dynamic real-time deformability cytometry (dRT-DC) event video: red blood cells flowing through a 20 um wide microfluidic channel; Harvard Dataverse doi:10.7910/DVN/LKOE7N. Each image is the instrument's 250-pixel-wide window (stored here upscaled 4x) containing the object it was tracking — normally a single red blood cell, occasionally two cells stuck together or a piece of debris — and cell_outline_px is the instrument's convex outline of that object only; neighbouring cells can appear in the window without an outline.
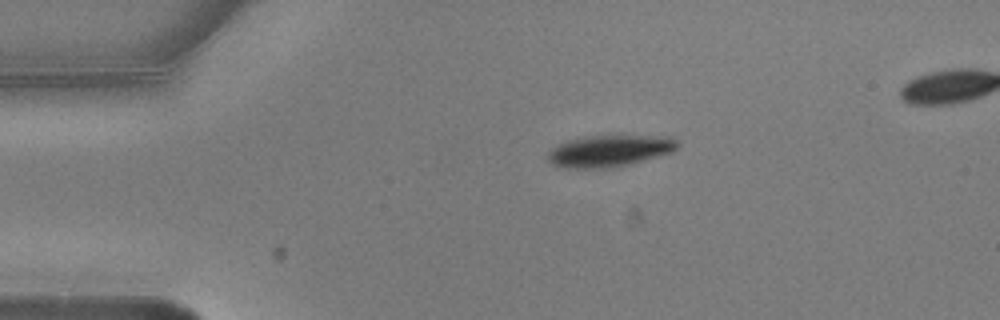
{"species": "common noctule bat (a hibernating species)", "species_latin": "Nyctalus noctula", "temperature_condition": "warm", "stored_images_in_passage": 7, "camera_frame_rate_fps": 3000, "um_per_image_px": 0.085, "animal": {"sex": "male", "body_mass_g": 20.5, "forearm_length_mm": 52.5}, "frame": {"image": 1, "passage_image": 1, "time_ms": 0.0, "image_size_px": [1000, 320], "cell_outline_px": [[680, 144], [672, 152], [632, 164], [616, 168], [560, 168], [552, 164], [548, 160], [548, 152], [556, 144], [568, 140], [584, 136], [672, 136]], "centroid_in_image_um": [51.79, 12.84], "position_along_channel_um": 33.2, "area_um2": 24.28}}
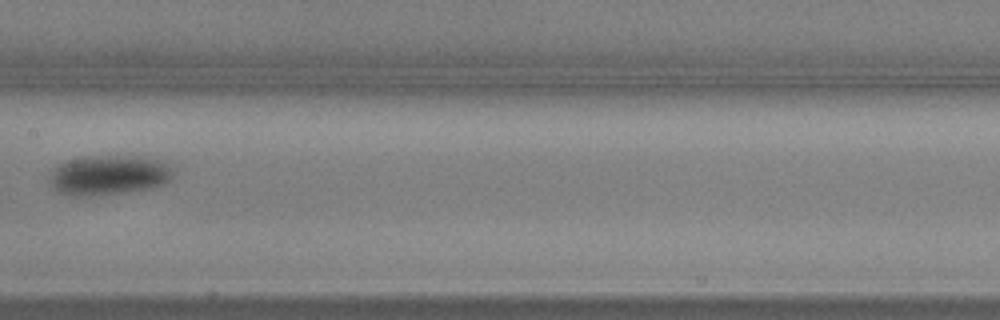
{"frame": {"image": 2, "passage_image": 5, "time_ms": 1.333, "image_size_px": [1000, 320], "cell_outline_px": [[172, 176], [164, 184], [152, 188], [128, 192], [100, 196], [68, 196], [52, 188], [48, 180], [48, 176], [60, 164], [68, 160], [152, 160], [164, 164], [172, 172]], "centroid_in_image_um": [9.13, 15.03], "position_along_channel_um": 198.3, "area_um2": 26.59}}
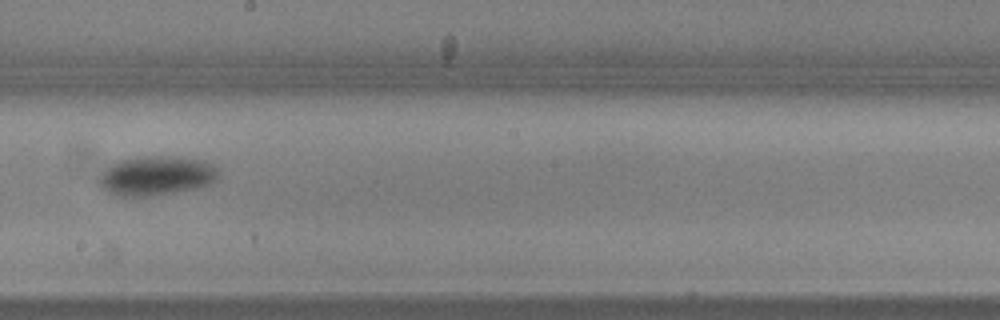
{"frame": {"image": 3, "passage_image": 6, "time_ms": 1.667, "image_size_px": [1000, 320], "cell_outline_px": [[220, 176], [216, 180], [200, 188], [152, 196], [116, 196], [108, 192], [100, 184], [100, 176], [116, 160], [136, 156], [176, 156], [204, 160], [212, 164], [220, 172]], "centroid_in_image_um": [13.34, 14.92], "position_along_channel_um": 234.9, "area_um2": 27.69}}